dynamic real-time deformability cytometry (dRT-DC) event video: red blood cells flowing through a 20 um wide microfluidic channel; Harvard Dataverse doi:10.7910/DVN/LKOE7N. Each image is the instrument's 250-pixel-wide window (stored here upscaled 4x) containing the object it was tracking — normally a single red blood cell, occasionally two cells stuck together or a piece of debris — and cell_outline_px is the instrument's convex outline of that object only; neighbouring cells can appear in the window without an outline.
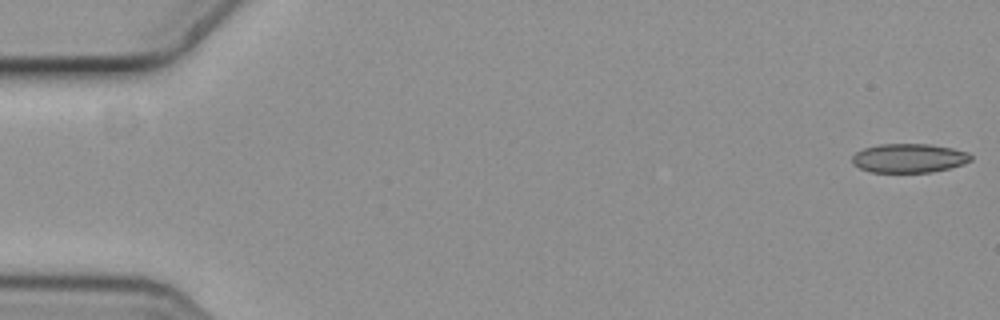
{"species": "common noctule bat (a hibernating species)", "species_latin": "Nyctalus noctula", "temperature_condition": "cold", "stored_images_in_passage": 6, "camera_frame_rate_fps": 3000, "um_per_image_px": 0.085, "animal": {"sex": "female", "body_mass_g": 19.3, "forearm_length_mm": 54.1}, "frame": {"image": 1, "passage_image": 1, "time_ms": 0.0, "image_size_px": [1000, 320], "cell_outline_px": [[972, 160], [964, 164], [932, 172], [872, 172], [860, 168], [852, 164], [852, 156], [856, 152], [864, 148], [880, 144], [932, 144], [952, 148], [968, 152], [972, 156]], "centroid_in_image_um": [77.27, 13.44], "position_along_channel_um": 7.7, "area_um2": 20.11}}
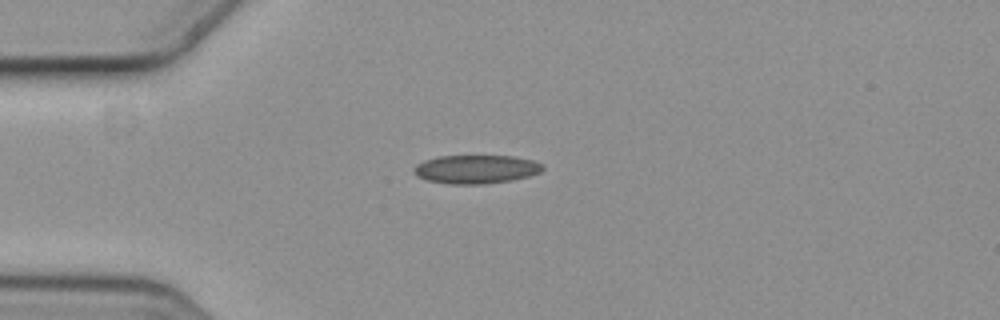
{"frame": {"image": 2, "passage_image": 5, "time_ms": 1.333, "image_size_px": [1000, 320], "cell_outline_px": [[544, 168], [540, 172], [528, 176], [512, 180], [480, 184], [452, 184], [428, 180], [416, 176], [412, 172], [412, 168], [416, 164], [424, 160], [436, 156], [516, 156], [532, 160], [544, 164]], "centroid_in_image_um": [40.44, 14.37], "position_along_channel_um": 44.6, "area_um2": 21.56}}